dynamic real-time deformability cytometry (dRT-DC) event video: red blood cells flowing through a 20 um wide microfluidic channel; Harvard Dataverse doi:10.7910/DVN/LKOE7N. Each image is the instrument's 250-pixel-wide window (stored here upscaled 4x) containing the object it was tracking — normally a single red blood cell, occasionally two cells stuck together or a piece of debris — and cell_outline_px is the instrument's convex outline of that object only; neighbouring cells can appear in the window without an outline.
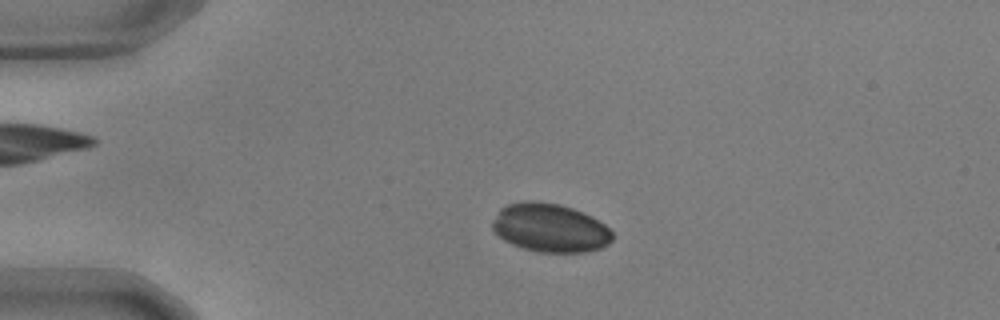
{"species": "common noctule bat (a hibernating species)", "species_latin": "Nyctalus noctula", "temperature_condition": "warm", "stored_images_in_passage": 54, "camera_frame_rate_fps": 3000, "um_per_image_px": 0.085, "animal": {"sex": "male", "body_mass_g": 17.9, "forearm_length_mm": 54.2}, "frame": {"image": 1, "passage_image": 11, "time_ms": 3.333, "image_size_px": [1000, 320], "cell_outline_px": [[612, 240], [608, 244], [600, 248], [584, 252], [536, 252], [512, 244], [504, 240], [492, 228], [492, 224], [500, 208], [508, 204], [524, 200], [532, 200], [560, 204], [572, 208], [592, 216], [604, 224], [612, 232]], "centroid_in_image_um": [46.75, 19.36], "position_along_channel_um": 38.2, "area_um2": 33.87}}